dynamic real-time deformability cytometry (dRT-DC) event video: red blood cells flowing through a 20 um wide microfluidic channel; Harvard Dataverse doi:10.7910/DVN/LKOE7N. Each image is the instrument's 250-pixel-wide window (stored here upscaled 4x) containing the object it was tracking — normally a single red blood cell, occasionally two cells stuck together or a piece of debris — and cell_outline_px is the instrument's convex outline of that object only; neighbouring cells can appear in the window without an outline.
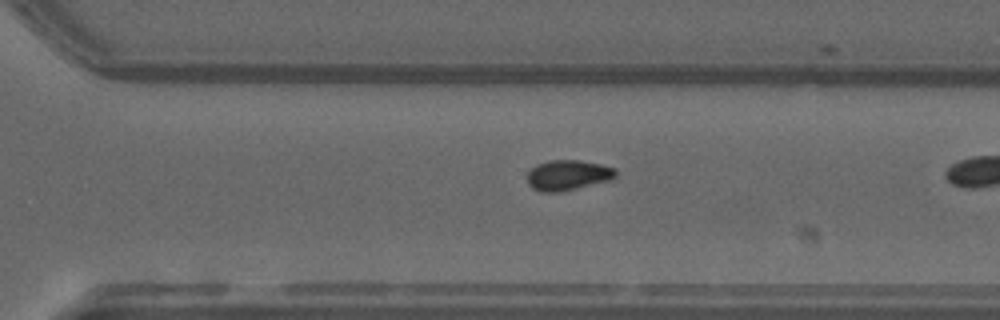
{"species": "common noctule bat (a hibernating species)", "species_latin": "Nyctalus noctula", "temperature_condition": "warm", "stored_images_in_passage": 31, "camera_frame_rate_fps": 3000, "um_per_image_px": 0.085, "animal": {"sex": "male", "forearm_length_mm": 52.5}, "frame": {"image": 1, "passage_image": 27, "time_ms": 8.667, "image_size_px": [1000, 320], "cell_outline_px": [[616, 176], [612, 180], [560, 192], [540, 192], [532, 188], [528, 184], [528, 172], [536, 164], [548, 160], [580, 160], [600, 164], [616, 168]], "centroid_in_image_um": [48.28, 14.89], "position_along_channel_um": 322.3, "area_um2": 15.78}}